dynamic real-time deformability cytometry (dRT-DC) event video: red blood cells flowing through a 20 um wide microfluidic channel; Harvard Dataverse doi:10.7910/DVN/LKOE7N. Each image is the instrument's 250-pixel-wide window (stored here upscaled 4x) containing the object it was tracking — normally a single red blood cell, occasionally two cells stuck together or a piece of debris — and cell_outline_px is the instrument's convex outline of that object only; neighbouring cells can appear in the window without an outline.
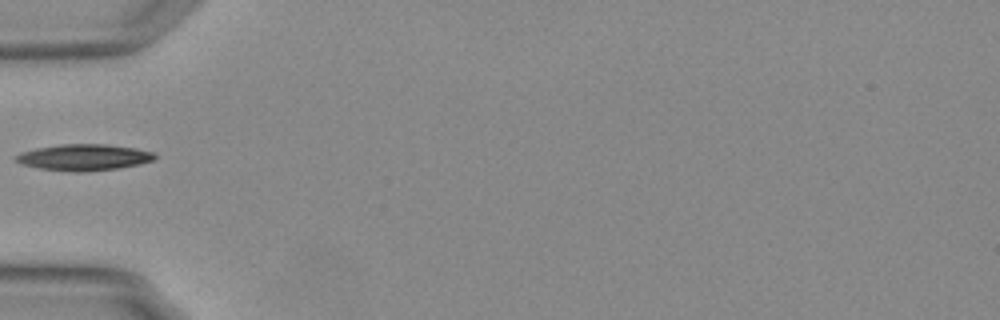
{"species": "Egyptian fruit bat (a non-hibernating species)", "species_latin": "Rousettus aegyptiacus", "temperature_condition": "warm", "stored_images_in_passage": 37, "camera_frame_rate_fps": 3000, "um_per_image_px": 0.085, "animal": {"sex": "female"}, "frame": {"image": 1, "passage_image": 1, "time_ms": 0.0, "image_size_px": [1000, 320], "cell_outline_px": [[156, 156], [152, 160], [136, 164], [116, 168], [80, 172], [72, 172], [40, 168], [24, 164], [16, 160], [16, 156], [24, 152], [36, 148], [60, 144], [108, 144], [136, 148], [152, 152]], "centroid_in_image_um": [7.14, 13.36], "position_along_channel_um": 77.9, "area_um2": 20.81}}